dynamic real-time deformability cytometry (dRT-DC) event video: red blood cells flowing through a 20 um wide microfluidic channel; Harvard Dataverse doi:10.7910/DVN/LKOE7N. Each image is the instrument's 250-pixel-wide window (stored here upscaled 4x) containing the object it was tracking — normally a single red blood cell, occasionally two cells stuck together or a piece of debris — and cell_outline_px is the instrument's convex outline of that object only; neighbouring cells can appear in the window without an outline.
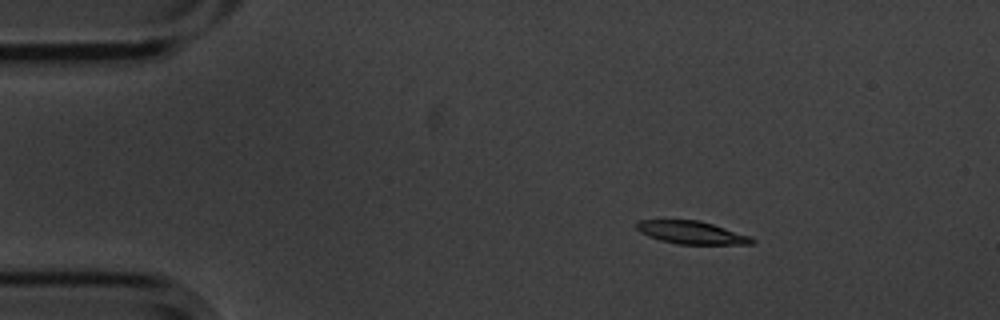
{"species": "common noctule bat (a hibernating species)", "species_latin": "Nyctalus noctula", "temperature_condition": "cold", "stored_images_in_passage": 4, "camera_frame_rate_fps": 3000, "um_per_image_px": 0.085, "animal": {"sex": "male", "body_mass_g": 20.1, "forearm_length_mm": 53.5}, "frame": {"image": 1, "passage_image": 2, "time_ms": 0.333, "image_size_px": [1000, 320], "cell_outline_px": [[756, 240], [752, 244], [680, 244], [660, 240], [648, 236], [640, 232], [636, 228], [636, 224], [640, 220], [700, 220], [752, 236]], "centroid_in_image_um": [58.82, 19.76], "position_along_channel_um": 26.2, "area_um2": 15.37}}